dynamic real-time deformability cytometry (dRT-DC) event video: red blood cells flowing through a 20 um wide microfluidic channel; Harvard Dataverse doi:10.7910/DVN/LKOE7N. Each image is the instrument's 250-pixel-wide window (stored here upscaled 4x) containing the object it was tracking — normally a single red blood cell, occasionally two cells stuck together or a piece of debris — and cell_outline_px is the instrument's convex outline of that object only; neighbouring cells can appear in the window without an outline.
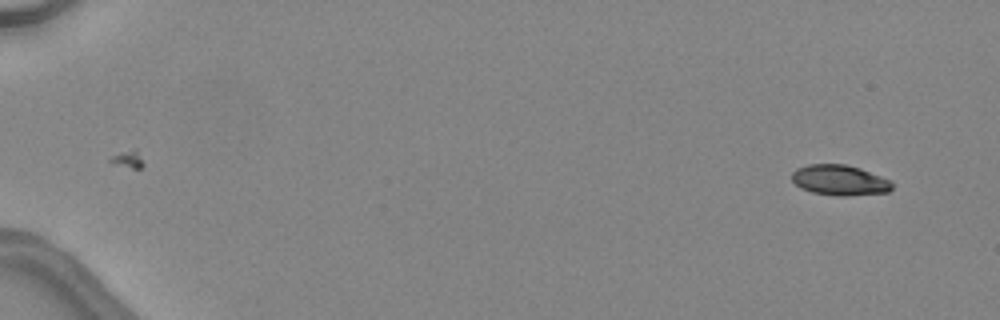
{"species": "common noctule bat (a hibernating species)", "species_latin": "Nyctalus noctula", "temperature_condition": "warm", "stored_images_in_passage": 45, "camera_frame_rate_fps": 3000, "um_per_image_px": 0.085, "animal": {"sex": "female", "body_mass_g": 24.6, "forearm_length_mm": 56.2}, "frame": {"image": 1, "passage_image": 1, "time_ms": 0.0, "image_size_px": [1000, 320], "cell_outline_px": [[892, 188], [888, 192], [848, 196], [836, 196], [812, 192], [800, 188], [792, 180], [792, 172], [796, 168], [808, 164], [844, 164], [860, 168], [892, 180]], "centroid_in_image_um": [71.37, 15.31], "position_along_channel_um": 13.6, "area_um2": 17.92}}
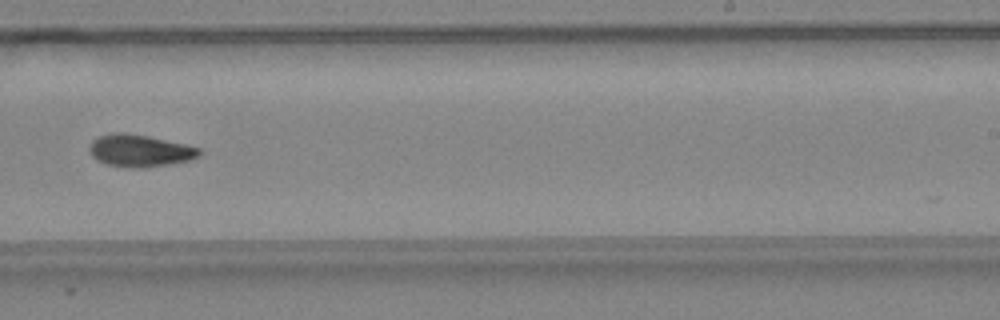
{"frame": {"image": 2, "passage_image": 30, "time_ms": 9.667, "image_size_px": [1000, 320], "cell_outline_px": [[200, 156], [188, 160], [168, 164], [144, 168], [128, 168], [104, 164], [96, 160], [92, 156], [88, 148], [92, 140], [100, 136], [116, 132], [124, 132], [148, 136], [184, 144], [200, 148]], "centroid_in_image_um": [11.84, 12.82], "position_along_channel_um": 277.2, "area_um2": 20.63}}
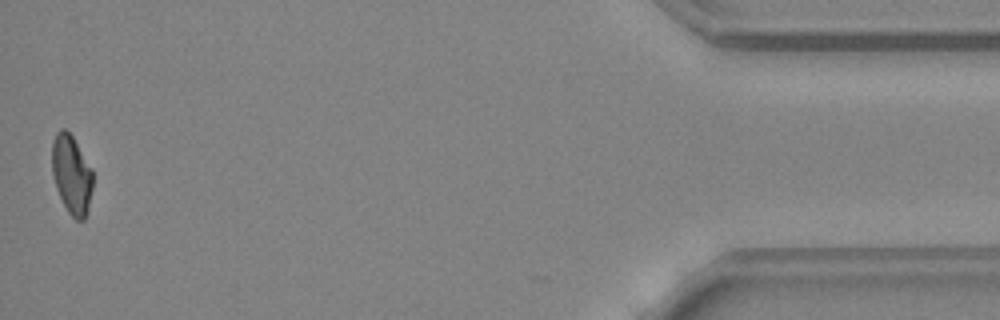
{"frame": {"image": 3, "passage_image": 45, "time_ms": 14.667, "image_size_px": [1000, 320], "cell_outline_px": [[92, 188], [84, 220], [76, 220], [68, 212], [56, 188], [52, 172], [52, 140], [56, 132], [60, 128], [64, 128], [72, 136], [92, 168]], "centroid_in_image_um": [6.06, 14.8], "position_along_channel_um": 429.1, "area_um2": 18.55}, "authors_computed_cell_mechanics": {"area_um2": 19.652, "velocity_mm_per_s": 4.5644, "shape_relaxation_time_tau1_ms": 5.2053, "shape_relaxation_time_tau2_ms": null, "deformation_change_tau1": 0.1822, "deformation_change_tau2": null}}